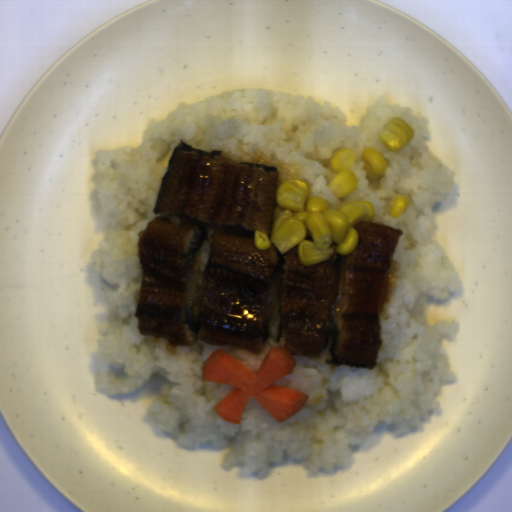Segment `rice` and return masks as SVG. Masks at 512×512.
I'll return each mask as SVG.
<instances>
[{"label":"rice","mask_w":512,"mask_h":512,"mask_svg":"<svg viewBox=\"0 0 512 512\" xmlns=\"http://www.w3.org/2000/svg\"><path fill=\"white\" fill-rule=\"evenodd\" d=\"M394 116L414 128V137L400 151L388 150L377 135ZM347 115L313 96L257 88L232 89L191 105L178 102L157 122L150 117L141 144L99 148L94 164L97 197L105 221L99 249L91 254L95 276L115 291L105 294L109 327H98L89 372L96 392L117 396L144 385L153 374L170 382L160 387L148 407V417L165 434L186 449L198 445L231 448L219 463L231 471L241 465L258 480L267 476L271 463L305 459L302 466L316 474L332 472L351 462V446L371 449L375 427L395 426L394 437L424 431L432 417L441 418L443 388L457 382L451 372L442 340L457 341L460 323L454 318L427 321L429 296L445 302L457 294L462 279L440 244L441 230L433 207L453 193L456 171L427 144L434 140L430 117L408 105H389L380 96L349 126ZM180 139L203 151L222 149L234 161L276 166L279 185L305 177L310 193L328 199L330 206L345 201H371L374 223L402 229L392 259L401 264L398 284L390 304L380 316L383 339L372 371L325 363L321 358L295 356L292 374L272 385L309 394L305 407L284 422H276L251 398L240 424L224 422L213 408L235 387L201 382L202 367L214 350L223 349L256 373L279 333L280 314L272 321L270 337L261 354L242 348L211 346L199 340L194 347L169 346L166 339L141 337L137 330L134 295L143 271L138 251V231L159 214L152 212L171 152ZM373 147L387 160L379 180L367 179L361 167L363 149ZM349 148L357 156L351 170L358 189L337 199L327 186L334 172L335 152ZM407 196L408 208L392 218L389 208L398 196Z\"/></svg>","instance_id":"1"}]
</instances>
